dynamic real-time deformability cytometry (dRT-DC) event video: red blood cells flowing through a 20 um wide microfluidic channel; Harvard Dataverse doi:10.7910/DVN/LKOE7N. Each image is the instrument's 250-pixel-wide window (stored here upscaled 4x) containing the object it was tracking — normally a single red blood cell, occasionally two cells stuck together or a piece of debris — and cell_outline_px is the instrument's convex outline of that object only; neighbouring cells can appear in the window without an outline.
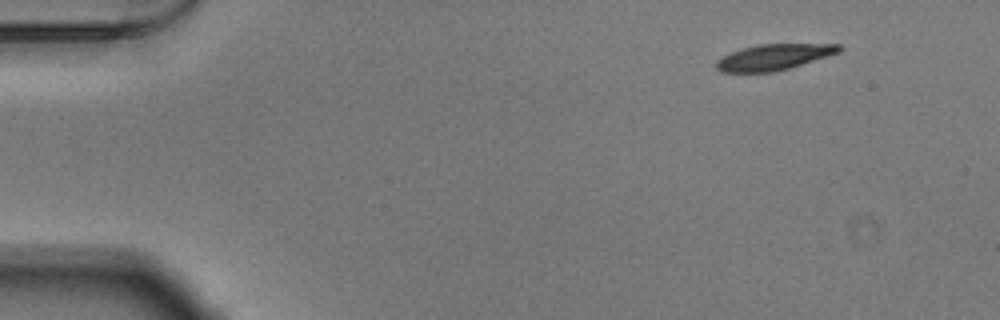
{"species": "Egyptian fruit bat (a non-hibernating species)", "species_latin": "Rousettus aegyptiacus", "temperature_condition": "warm", "stored_images_in_passage": 48, "camera_frame_rate_fps": 3000, "um_per_image_px": 0.085, "animal": {"sex": "male"}, "frame": {"image": 1, "passage_image": 1, "time_ms": 0.0, "image_size_px": [1000, 320], "cell_outline_px": [[844, 48], [840, 52], [828, 56], [776, 72], [720, 72], [716, 68], [716, 60], [720, 56], [744, 48], [760, 44], [840, 44]], "centroid_in_image_um": [65.77, 4.85], "position_along_channel_um": 19.2, "area_um2": 18.55}}
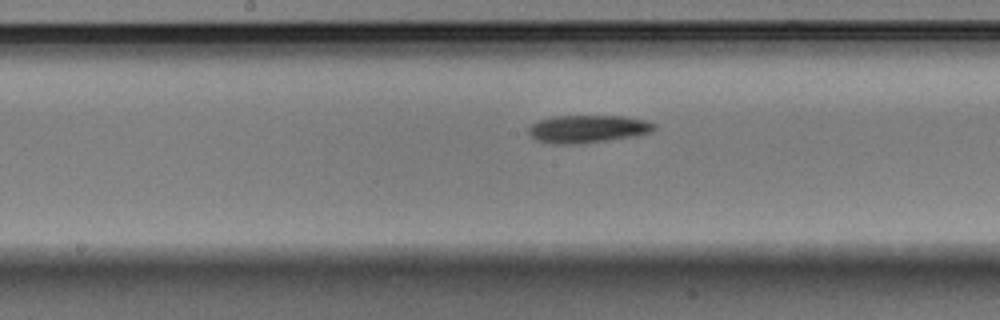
{"frame": {"image": 2, "passage_image": 23, "time_ms": 7.333, "image_size_px": [1000, 320], "cell_outline_px": [[656, 128], [652, 132], [608, 140], [580, 144], [552, 144], [536, 140], [528, 132], [528, 128], [536, 120], [552, 116], [624, 116], [644, 120], [656, 124]], "centroid_in_image_um": [49.91, 10.95], "position_along_channel_um": 198.3, "area_um2": 20.35}}
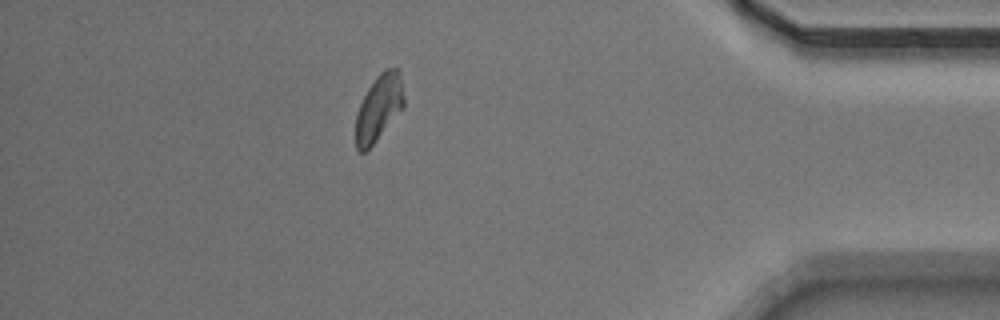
{"frame": {"image": 3, "passage_image": 42, "time_ms": 13.667, "image_size_px": [1000, 320], "cell_outline_px": [[404, 108], [376, 140], [364, 152], [360, 152], [356, 148], [356, 116], [360, 104], [368, 88], [376, 76], [384, 68], [400, 68], [404, 96]], "centroid_in_image_um": [32.23, 9.11], "position_along_channel_um": 403.0, "area_um2": 18.61}, "authors_computed_cell_mechanics": {"area_um2": 19.4208, "velocity_mm_per_s": 3.8362, "shape_relaxation_time_tau1_ms": 5.8442, "shape_relaxation_time_tau2_ms": null, "deformation_change_tau1": 0.1717, "deformation_change_tau2": null}}